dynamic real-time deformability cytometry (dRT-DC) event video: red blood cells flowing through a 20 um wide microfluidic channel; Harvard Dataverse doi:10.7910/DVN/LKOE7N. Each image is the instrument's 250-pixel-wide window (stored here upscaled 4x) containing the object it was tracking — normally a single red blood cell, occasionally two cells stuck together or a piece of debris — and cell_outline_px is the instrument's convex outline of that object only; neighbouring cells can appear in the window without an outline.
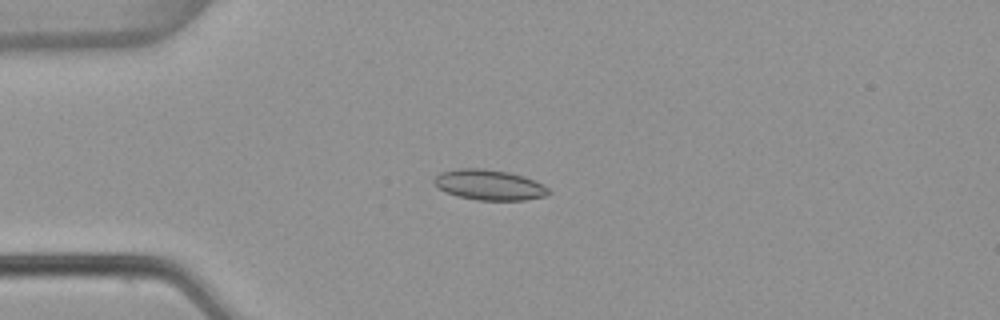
{"species": "common noctule bat (a hibernating species)", "species_latin": "Nyctalus noctula", "temperature_condition": "warm", "stored_images_in_passage": 3, "camera_frame_rate_fps": 3000, "um_per_image_px": 0.085, "animal": {"sex": "female", "body_mass_g": 22.7, "forearm_length_mm": 54.2}, "frame": {"image": 1, "passage_image": 3, "time_ms": 0.667, "image_size_px": [1000, 320], "cell_outline_px": [[552, 192], [544, 196], [524, 200], [476, 200], [456, 196], [444, 192], [432, 180], [440, 172], [460, 168], [484, 168], [508, 172], [524, 176], [548, 188]], "centroid_in_image_um": [41.55, 15.71], "position_along_channel_um": 43.4, "area_um2": 20.23}}